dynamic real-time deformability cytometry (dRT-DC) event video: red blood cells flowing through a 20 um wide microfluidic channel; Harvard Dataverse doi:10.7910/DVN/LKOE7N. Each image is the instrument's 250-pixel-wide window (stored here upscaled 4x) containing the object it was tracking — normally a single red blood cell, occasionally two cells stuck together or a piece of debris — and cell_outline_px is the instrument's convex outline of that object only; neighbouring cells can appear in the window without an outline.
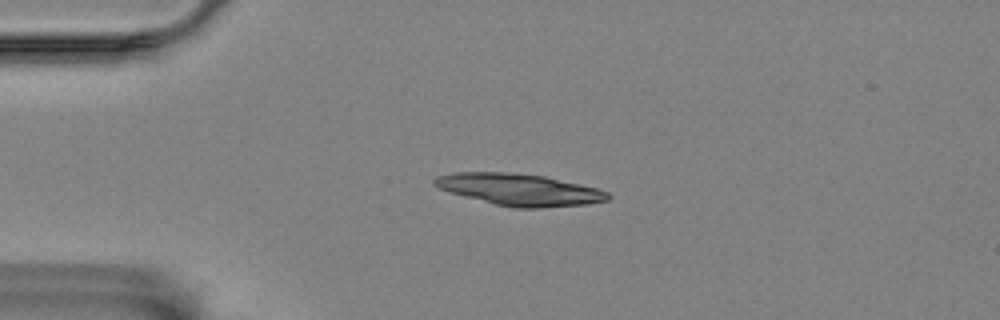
{"species": "Egyptian fruit bat (a non-hibernating species)", "species_latin": "Rousettus aegyptiacus", "temperature_condition": "room temperature", "stored_images_in_passage": 22, "camera_frame_rate_fps": 3000, "um_per_image_px": 0.085, "animal": {"sex": "female"}, "frame": {"image": 1, "passage_image": 1, "time_ms": 0.0, "image_size_px": [1000, 320], "cell_outline_px": [[612, 196], [608, 200], [588, 204], [540, 208], [512, 208], [448, 192], [432, 184], [432, 180], [436, 176], [456, 172], [508, 172], [544, 176], [580, 184], [596, 188], [608, 192]], "centroid_in_image_um": [44.14, 16.12], "position_along_channel_um": 40.9, "area_um2": 32.08}}
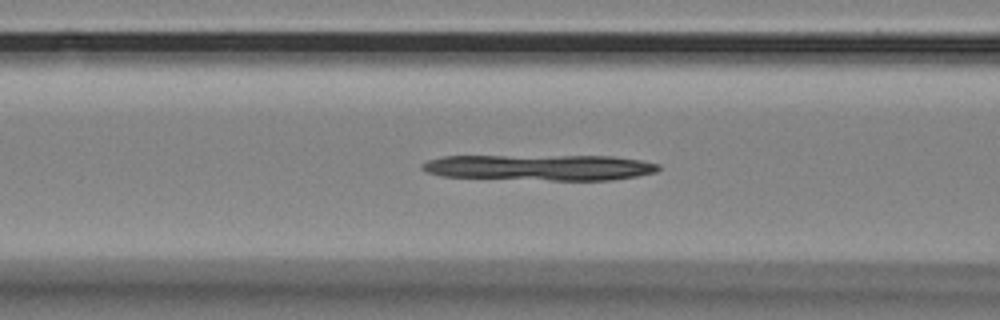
{"frame": {"image": 2, "passage_image": 10, "time_ms": 3.0, "image_size_px": [1000, 320], "cell_outline_px": [[660, 168], [656, 172], [636, 176], [612, 180], [552, 180], [440, 176], [428, 172], [420, 168], [420, 164], [428, 160], [444, 156], [612, 156], [640, 160], [660, 164]], "centroid_in_image_um": [45.9, 14.23], "position_along_channel_um": 120.7, "area_um2": 35.55}}
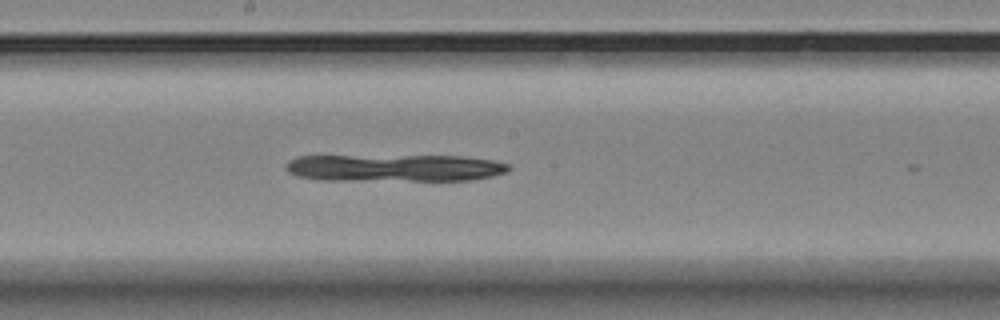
{"frame": {"image": 3, "passage_image": 18, "time_ms": 5.667, "image_size_px": [1000, 320], "cell_outline_px": [[512, 168], [508, 172], [492, 176], [472, 180], [320, 180], [296, 176], [288, 172], [284, 168], [284, 164], [288, 160], [296, 156], [464, 156], [496, 160], [508, 164]], "centroid_in_image_um": [33.54, 14.27], "position_along_channel_um": 214.7, "area_um2": 35.72}}